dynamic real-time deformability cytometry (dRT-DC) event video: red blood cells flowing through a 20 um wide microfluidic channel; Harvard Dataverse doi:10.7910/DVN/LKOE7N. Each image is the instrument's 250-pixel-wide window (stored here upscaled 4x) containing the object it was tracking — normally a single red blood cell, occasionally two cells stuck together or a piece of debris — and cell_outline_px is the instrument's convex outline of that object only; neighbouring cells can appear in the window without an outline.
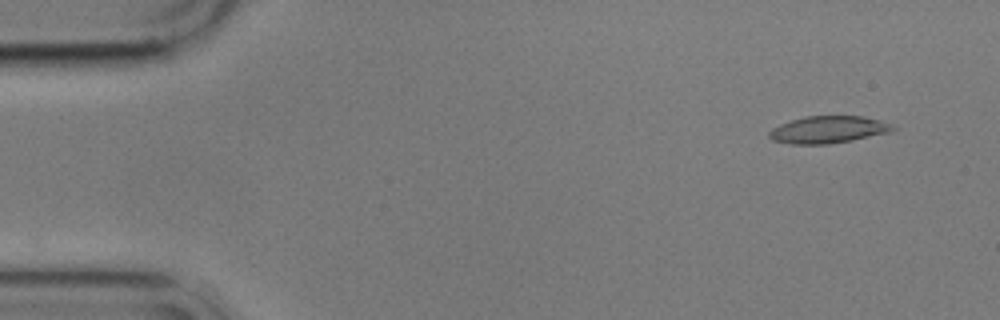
{"species": "common noctule bat (a hibernating species)", "species_latin": "Nyctalus noctula", "temperature_condition": "cold", "stored_images_in_passage": 56, "camera_frame_rate_fps": 3000, "um_per_image_px": 0.085, "animal": {"sex": "male", "body_mass_g": 17.9}, "frame": {"image": 1, "passage_image": 4, "time_ms": 1.0, "image_size_px": [1000, 320], "cell_outline_px": [[896, 128], [892, 132], [852, 140], [828, 144], [788, 144], [772, 140], [768, 136], [768, 132], [772, 128], [780, 124], [804, 116], [864, 116], [880, 120]], "centroid_in_image_um": [70.37, 11.02], "position_along_channel_um": 14.6, "area_um2": 19.59}}
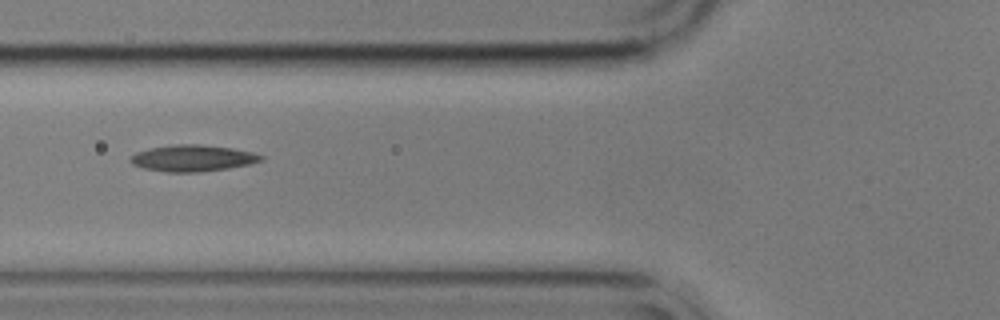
{"frame": {"image": 2, "passage_image": 21, "time_ms": 6.667, "image_size_px": [1000, 320], "cell_outline_px": [[264, 160], [248, 164], [228, 168], [196, 172], [164, 172], [144, 168], [132, 164], [128, 160], [136, 152], [148, 148], [176, 144], [200, 144], [232, 148], [252, 152], [264, 156]], "centroid_in_image_um": [16.35, 13.44], "position_along_channel_um": 109.4, "area_um2": 20.11}}
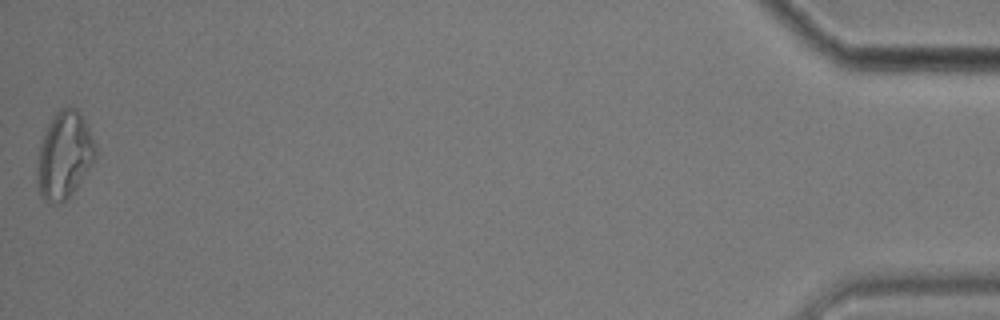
{"frame": {"image": 3, "passage_image": 56, "time_ms": 18.333, "image_size_px": [1000, 320], "cell_outline_px": [[96, 156], [92, 164], [76, 188], [64, 200], [56, 204], [52, 204], [44, 200], [40, 196], [36, 180], [36, 172], [40, 144], [48, 124], [56, 112], [60, 108], [76, 108], [80, 112], [96, 144]], "centroid_in_image_um": [5.45, 13.21], "position_along_channel_um": 429.7, "area_um2": 29.42}, "authors_computed_cell_mechanics": {"area_um2": 19.7676, "velocity_mm_per_s": 3.5496, "shape_relaxation_time_tau1_ms": null, "shape_relaxation_time_tau2_ms": 6.7401, "deformation_change_tau1": null, "deformation_change_tau2": 0.1698}}